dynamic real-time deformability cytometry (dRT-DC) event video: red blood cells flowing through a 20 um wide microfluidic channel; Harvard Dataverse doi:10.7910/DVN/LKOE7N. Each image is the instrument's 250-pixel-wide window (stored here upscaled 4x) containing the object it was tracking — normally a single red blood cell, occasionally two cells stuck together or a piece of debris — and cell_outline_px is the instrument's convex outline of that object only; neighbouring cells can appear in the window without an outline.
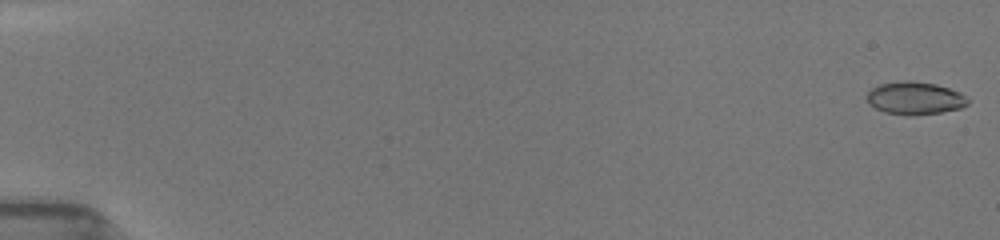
{"species": "common noctule bat (a hibernating species)", "species_latin": "Nyctalus noctula", "temperature_condition": "room temperature", "stored_images_in_passage": 49, "camera_frame_rate_fps": 3000, "um_per_image_px": 0.085, "animal": {"sex": "female", "body_mass_g": 19.5, "forearm_length_mm": 54.1}, "frame": {"image": 1, "passage_image": 1, "time_ms": 0.0, "image_size_px": [1000, 240], "cell_outline_px": [[972, 100], [968, 104], [960, 108], [940, 112], [912, 116], [908, 116], [884, 112], [868, 104], [864, 96], [872, 88], [880, 84], [896, 80], [912, 80], [936, 84], [960, 92]], "centroid_in_image_um": [77.74, 8.33], "position_along_channel_um": 7.3, "area_um2": 19.71}}
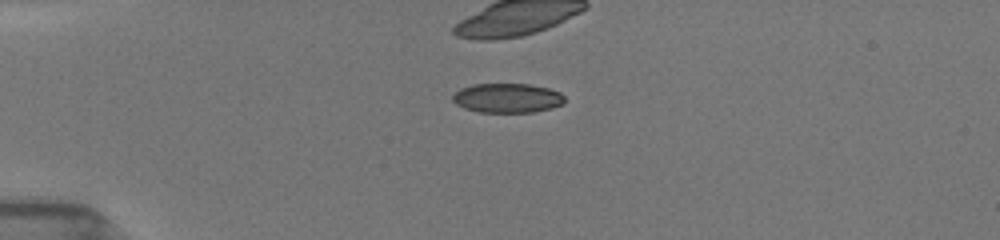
{"frame": {"image": 2, "passage_image": 14, "time_ms": 4.333, "image_size_px": [1000, 240], "cell_outline_px": [[564, 104], [552, 108], [532, 112], [480, 112], [464, 108], [456, 104], [452, 100], [452, 96], [460, 88], [472, 84], [528, 84], [548, 88], [560, 92], [564, 96]], "centroid_in_image_um": [43.12, 8.33], "position_along_channel_um": 41.9, "area_um2": 19.25}}